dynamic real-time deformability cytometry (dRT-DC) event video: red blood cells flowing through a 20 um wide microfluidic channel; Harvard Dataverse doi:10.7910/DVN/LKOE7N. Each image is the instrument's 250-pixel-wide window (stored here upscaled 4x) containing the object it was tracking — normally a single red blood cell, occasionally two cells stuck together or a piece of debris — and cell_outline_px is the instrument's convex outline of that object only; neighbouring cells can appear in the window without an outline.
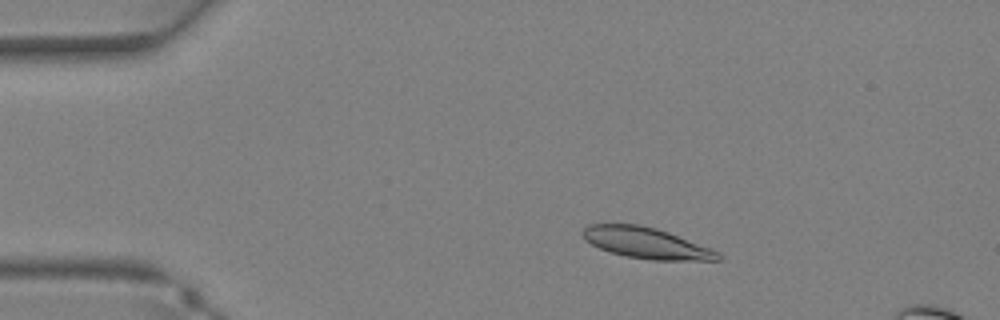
{"species": "Egyptian fruit bat (a non-hibernating species)", "species_latin": "Rousettus aegyptiacus", "temperature_condition": "warm", "stored_images_in_passage": 32, "camera_frame_rate_fps": 3000, "um_per_image_px": 0.085, "animal": {"sex": "female"}, "frame": {"image": 1, "passage_image": 2, "time_ms": 0.333, "image_size_px": [1000, 320], "cell_outline_px": [[720, 260], [652, 260], [624, 256], [600, 248], [584, 240], [580, 232], [588, 224], [640, 224], [656, 228], [668, 232], [720, 252]], "centroid_in_image_um": [54.89, 20.65], "position_along_channel_um": 30.1, "area_um2": 24.33}}
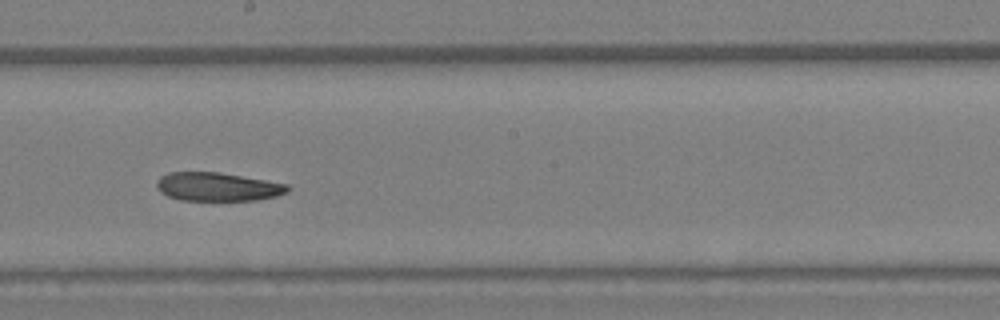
{"frame": {"image": 2, "passage_image": 16, "time_ms": 5.0, "image_size_px": [1000, 320], "cell_outline_px": [[292, 188], [288, 192], [276, 196], [256, 200], [180, 200], [168, 196], [160, 192], [156, 184], [156, 180], [160, 176], [168, 172], [220, 172], [288, 184]], "centroid_in_image_um": [18.5, 15.87], "position_along_channel_um": 229.7, "area_um2": 21.91}}
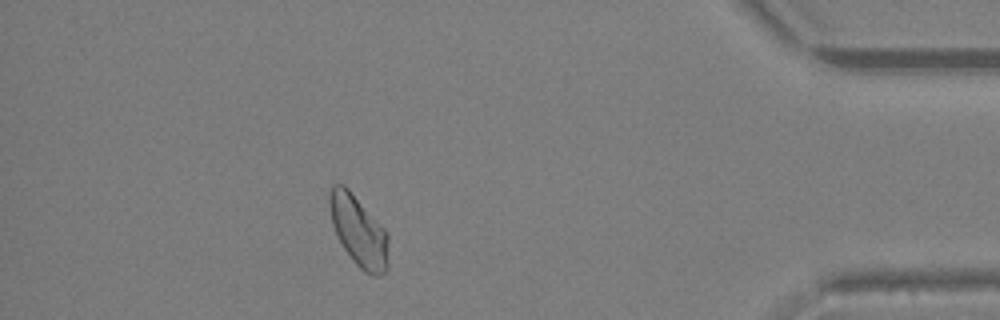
{"frame": {"image": 3, "passage_image": 28, "time_ms": 9.0, "image_size_px": [1000, 320], "cell_outline_px": [[388, 268], [380, 276], [376, 276], [364, 272], [352, 260], [344, 248], [332, 224], [328, 200], [328, 196], [332, 184], [344, 184], [348, 188], [388, 232]], "centroid_in_image_um": [30.49, 19.64], "position_along_channel_um": 404.7, "area_um2": 24.28}}